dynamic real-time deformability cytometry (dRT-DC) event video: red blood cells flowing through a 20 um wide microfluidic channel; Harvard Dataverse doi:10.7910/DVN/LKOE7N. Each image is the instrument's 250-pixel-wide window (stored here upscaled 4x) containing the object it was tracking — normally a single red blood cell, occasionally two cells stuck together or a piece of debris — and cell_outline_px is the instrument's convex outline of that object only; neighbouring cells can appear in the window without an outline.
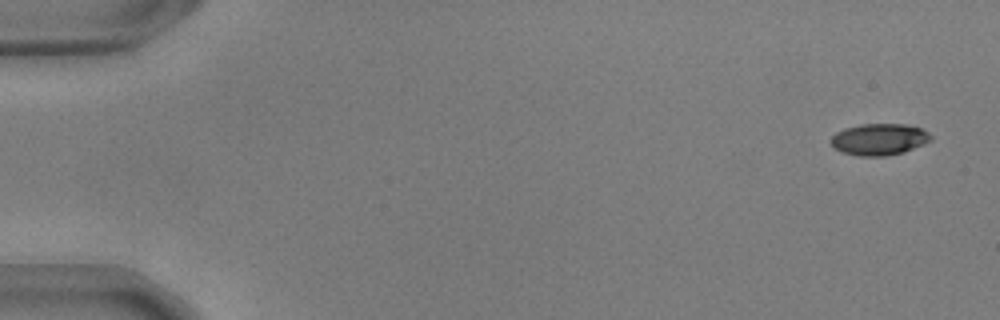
{"species": "common noctule bat (a hibernating species)", "species_latin": "Nyctalus noctula", "temperature_condition": "warm", "stored_images_in_passage": 53, "camera_frame_rate_fps": 3000, "um_per_image_px": 0.085, "animal": {"sex": "male", "body_mass_g": 17.9, "forearm_length_mm": 54.2}, "frame": {"image": 1, "passage_image": 1, "time_ms": 0.0, "image_size_px": [1000, 320], "cell_outline_px": [[932, 140], [904, 152], [884, 156], [860, 156], [840, 152], [832, 148], [832, 136], [836, 132], [844, 128], [860, 124], [904, 124], [920, 128], [928, 132], [932, 136]], "centroid_in_image_um": [74.71, 11.84], "position_along_channel_um": 10.3, "area_um2": 18.44}}
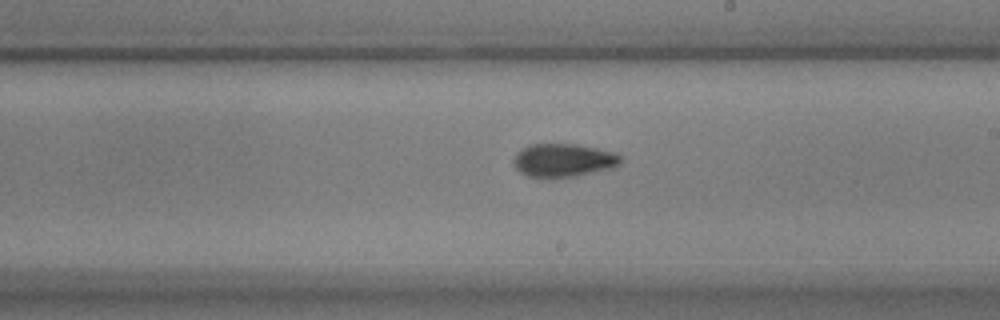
{"frame": {"image": 2, "passage_image": 31, "time_ms": 10.0, "image_size_px": [1000, 320], "cell_outline_px": [[620, 164], [612, 168], [576, 176], [528, 176], [520, 172], [512, 164], [512, 160], [516, 152], [520, 148], [528, 144], [576, 144], [596, 148], [612, 152], [620, 156]], "centroid_in_image_um": [47.83, 13.6], "position_along_channel_um": 241.2, "area_um2": 20.58}}
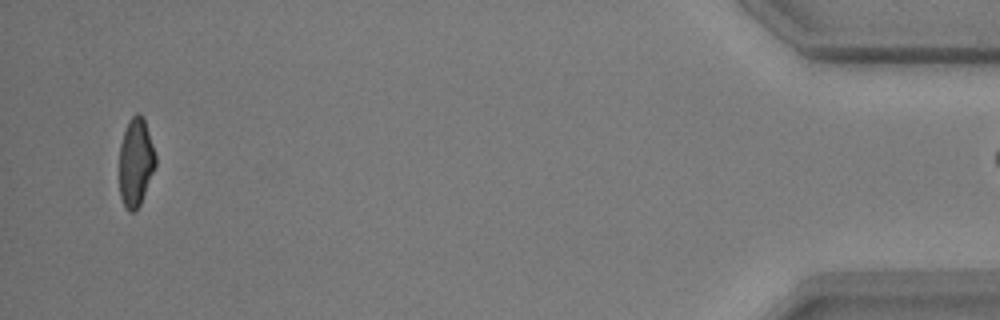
{"frame": {"image": 3, "passage_image": 52, "time_ms": 17.0, "image_size_px": [1000, 320], "cell_outline_px": [[156, 164], [140, 204], [132, 212], [128, 212], [120, 196], [120, 144], [128, 120], [136, 112], [140, 112], [144, 116], [156, 156]], "centroid_in_image_um": [11.54, 13.73], "position_along_channel_um": 423.7, "area_um2": 18.55}}